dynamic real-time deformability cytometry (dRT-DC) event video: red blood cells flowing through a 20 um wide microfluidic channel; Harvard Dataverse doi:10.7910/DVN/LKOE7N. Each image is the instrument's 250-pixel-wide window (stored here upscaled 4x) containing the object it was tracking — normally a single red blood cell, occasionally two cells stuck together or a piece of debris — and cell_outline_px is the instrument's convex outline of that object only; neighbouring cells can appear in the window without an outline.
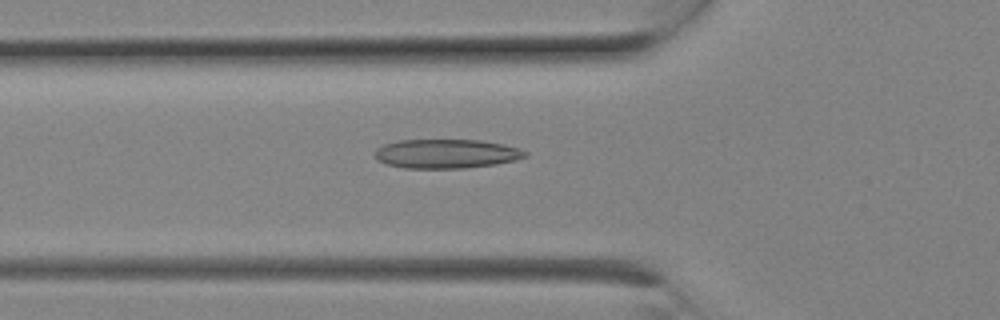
{"species": "Egyptian fruit bat (a non-hibernating species)", "species_latin": "Rousettus aegyptiacus", "temperature_condition": "room temperature", "stored_images_in_passage": 8, "camera_frame_rate_fps": 3000, "um_per_image_px": 0.085, "animal": {"sex": "female"}, "frame": {"image": 1, "passage_image": 8, "time_ms": 2.333, "image_size_px": [1000, 320], "cell_outline_px": [[528, 156], [516, 160], [496, 164], [464, 168], [404, 168], [388, 164], [376, 160], [372, 152], [376, 148], [384, 144], [400, 140], [480, 140], [504, 144], [520, 148], [528, 152]], "centroid_in_image_um": [37.94, 13.06], "position_along_channel_um": 87.9, "area_um2": 25.78}}